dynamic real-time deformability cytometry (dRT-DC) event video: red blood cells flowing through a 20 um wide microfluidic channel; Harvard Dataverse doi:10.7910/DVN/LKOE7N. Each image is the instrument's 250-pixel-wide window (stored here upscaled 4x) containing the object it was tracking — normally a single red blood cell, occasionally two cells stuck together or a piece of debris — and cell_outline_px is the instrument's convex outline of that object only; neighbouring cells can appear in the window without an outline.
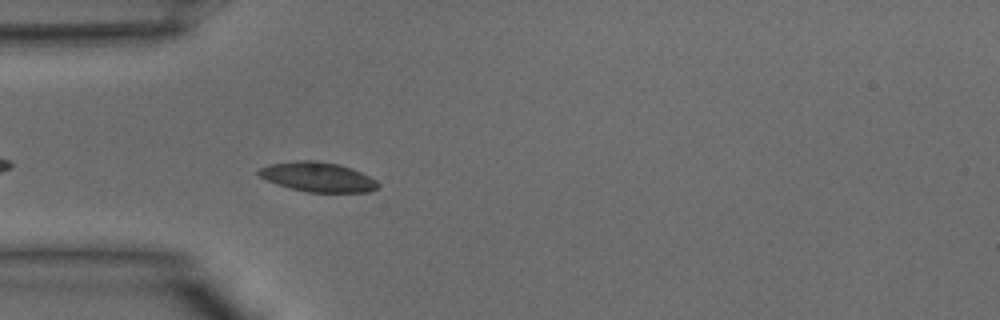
{"species": "common noctule bat (a hibernating species)", "species_latin": "Nyctalus noctula", "temperature_condition": "warm", "stored_images_in_passage": 32, "camera_frame_rate_fps": 3000, "um_per_image_px": 0.085, "animal": {"sex": "male", "body_mass_g": 15.6}, "frame": {"image": 1, "passage_image": 4, "time_ms": 1.0, "image_size_px": [1000, 320], "cell_outline_px": [[380, 184], [376, 188], [368, 192], [308, 192], [276, 184], [260, 176], [256, 172], [260, 168], [272, 164], [300, 160], [316, 160], [340, 164], [352, 168], [376, 180]], "centroid_in_image_um": [27.03, 15.04], "position_along_channel_um": 58.0, "area_um2": 20.4}}
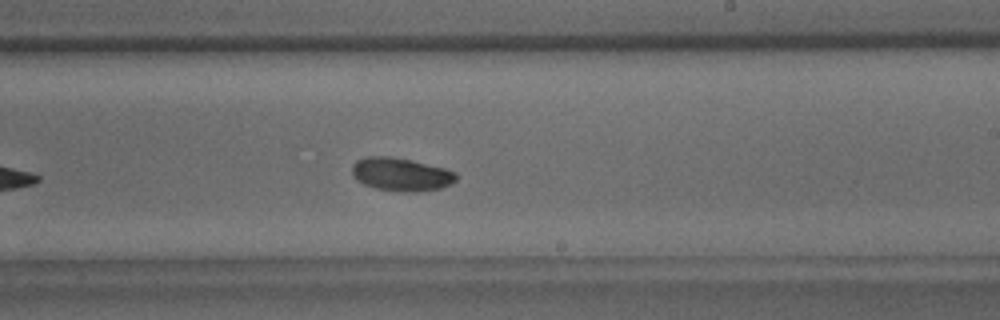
{"frame": {"image": 2, "passage_image": 16, "time_ms": 5.0, "image_size_px": [1000, 320], "cell_outline_px": [[456, 180], [440, 188], [416, 192], [400, 192], [376, 188], [364, 184], [356, 180], [352, 176], [352, 164], [356, 160], [368, 156], [388, 156], [412, 160], [444, 168], [456, 172]], "centroid_in_image_um": [34.05, 14.82], "position_along_channel_um": 255.0, "area_um2": 20.17}}
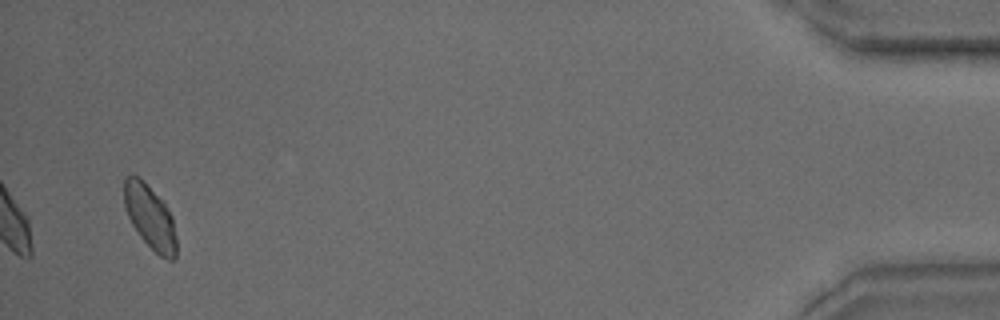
{"frame": {"image": 3, "passage_image": 31, "time_ms": 10.0, "image_size_px": [1000, 320], "cell_outline_px": [[176, 256], [172, 260], [168, 260], [160, 256], [140, 236], [132, 224], [128, 216], [124, 204], [124, 180], [128, 176], [140, 176], [144, 180], [164, 204], [172, 216], [176, 236]], "centroid_in_image_um": [12.75, 18.45], "position_along_channel_um": 422.4, "area_um2": 19.19}}